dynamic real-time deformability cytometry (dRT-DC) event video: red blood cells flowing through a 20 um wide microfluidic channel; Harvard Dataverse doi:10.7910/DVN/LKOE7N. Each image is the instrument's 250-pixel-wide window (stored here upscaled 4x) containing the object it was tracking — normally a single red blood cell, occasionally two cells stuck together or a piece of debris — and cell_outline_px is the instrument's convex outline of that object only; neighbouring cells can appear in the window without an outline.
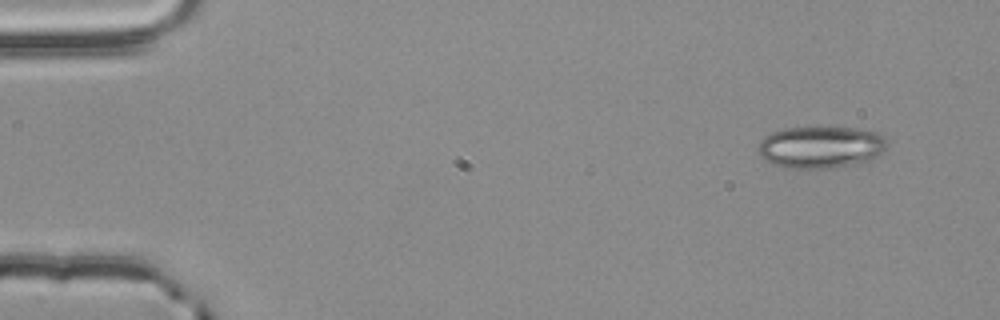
{"species": "common noctule bat (a hibernating species)", "species_latin": "Nyctalus noctula", "temperature_condition": "room temperature", "stored_images_in_passage": 2, "camera_frame_rate_fps": 3000, "um_per_image_px": 0.085, "animal": {"sex": "male", "body_mass_g": 20.4}, "frame": {"image": 1, "passage_image": 2, "time_ms": 0.333, "image_size_px": [1000, 320], "cell_outline_px": [[888, 144], [872, 160], [832, 168], [784, 168], [764, 160], [756, 152], [756, 148], [760, 140], [764, 136], [772, 132], [784, 128], [856, 128], [880, 132], [884, 136]], "centroid_in_image_um": [69.72, 12.51], "position_along_channel_um": 15.3, "area_um2": 31.73}}